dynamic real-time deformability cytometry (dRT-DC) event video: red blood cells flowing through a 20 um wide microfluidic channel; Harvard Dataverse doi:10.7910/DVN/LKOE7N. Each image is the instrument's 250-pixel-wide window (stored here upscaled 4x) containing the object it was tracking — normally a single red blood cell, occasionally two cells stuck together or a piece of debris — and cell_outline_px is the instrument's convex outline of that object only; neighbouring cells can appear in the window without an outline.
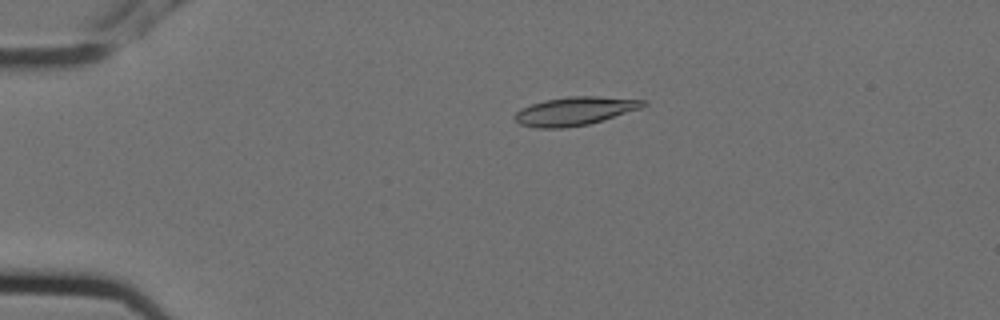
{"species": "Egyptian fruit bat (a non-hibernating species)", "species_latin": "Rousettus aegyptiacus", "temperature_condition": "cold", "stored_images_in_passage": 6, "camera_frame_rate_fps": 3000, "um_per_image_px": 0.085, "animal": {"sex": "female"}, "frame": {"image": 1, "passage_image": 4, "time_ms": 1.0, "image_size_px": [1000, 320], "cell_outline_px": [[648, 104], [640, 108], [604, 120], [588, 124], [564, 128], [536, 128], [520, 124], [512, 116], [520, 108], [544, 100], [568, 96], [596, 96], [648, 100]], "centroid_in_image_um": [48.85, 9.44], "position_along_channel_um": 36.1, "area_um2": 21.39}}
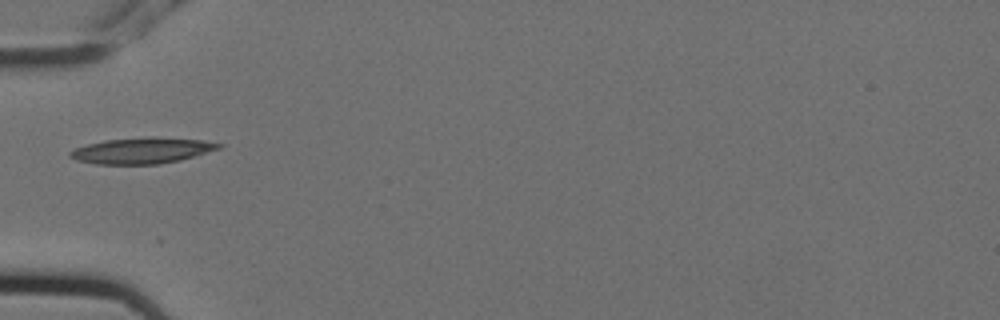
{"frame": {"image": 2, "passage_image": 6, "time_ms": 1.667, "image_size_px": [1000, 320], "cell_outline_px": [[224, 144], [220, 148], [180, 160], [160, 164], [96, 164], [76, 160], [68, 156], [68, 152], [76, 148], [88, 144], [104, 140], [152, 136], [156, 136], [200, 140]], "centroid_in_image_um": [12.04, 12.79], "position_along_channel_um": 73.0, "area_um2": 22.48}}